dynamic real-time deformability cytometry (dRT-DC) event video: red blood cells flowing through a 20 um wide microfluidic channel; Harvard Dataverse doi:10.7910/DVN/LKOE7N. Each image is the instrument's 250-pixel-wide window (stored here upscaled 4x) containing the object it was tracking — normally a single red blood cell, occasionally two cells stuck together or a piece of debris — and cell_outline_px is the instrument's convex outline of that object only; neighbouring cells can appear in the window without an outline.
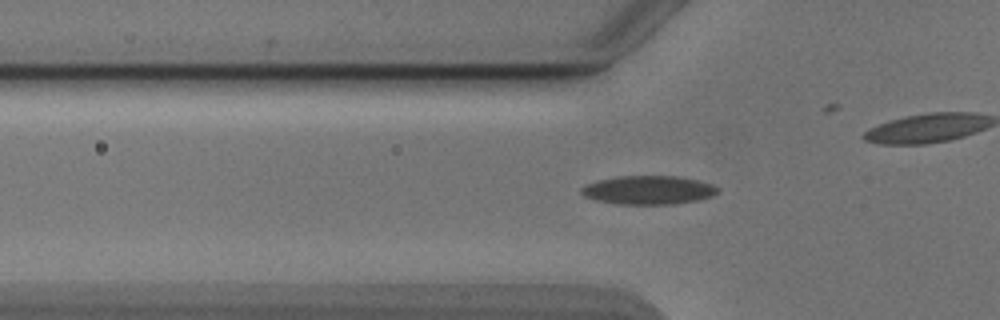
{"species": "Egyptian fruit bat (a non-hibernating species)", "species_latin": "Rousettus aegyptiacus", "temperature_condition": "cold", "stored_images_in_passage": 35, "camera_frame_rate_fps": 3000, "um_per_image_px": 0.085, "animal": {"sex": "male"}, "frame": {"image": 1, "passage_image": 5, "time_ms": 1.333, "image_size_px": [1000, 320], "cell_outline_px": [[716, 192], [712, 196], [696, 200], [672, 204], [616, 204], [596, 200], [584, 196], [580, 192], [580, 188], [588, 184], [600, 180], [616, 176], [676, 176], [696, 180], [712, 184], [716, 188]], "centroid_in_image_um": [55.06, 16.15], "position_along_channel_um": 70.7, "area_um2": 22.48}}
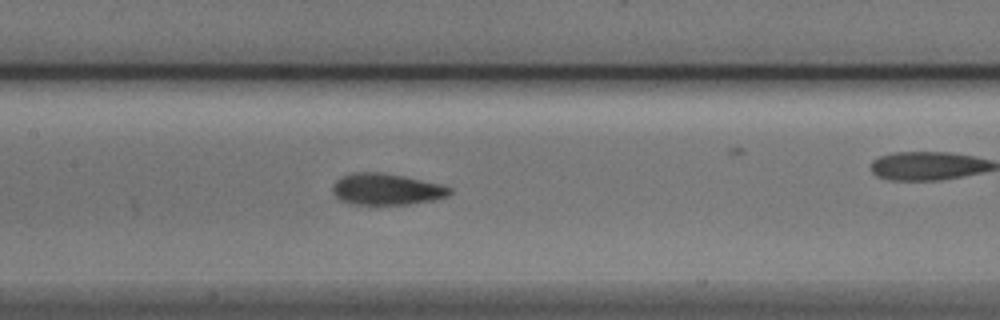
{"frame": {"image": 2, "passage_image": 13, "time_ms": 4.0, "image_size_px": [1000, 320], "cell_outline_px": [[452, 192], [448, 196], [432, 200], [408, 204], [376, 208], [352, 204], [340, 200], [332, 192], [332, 184], [340, 176], [356, 172], [384, 172], [404, 176], [440, 184], [452, 188]], "centroid_in_image_um": [32.8, 16.12], "position_along_channel_um": 174.6, "area_um2": 22.31}}
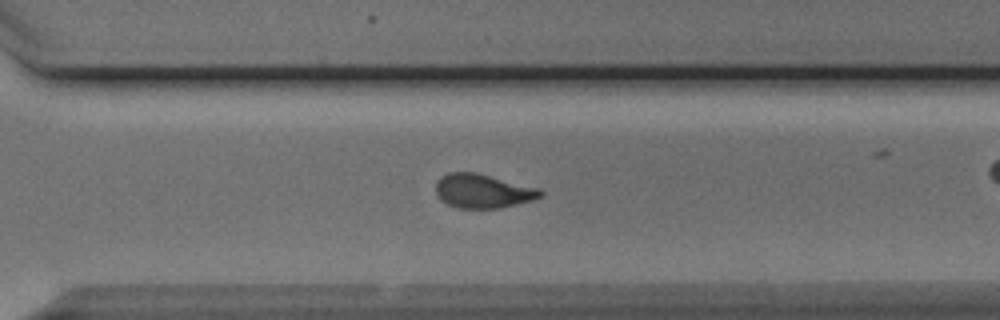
{"frame": {"image": 3, "passage_image": 25, "time_ms": 8.0, "image_size_px": [1000, 320], "cell_outline_px": [[544, 192], [540, 196], [532, 200], [500, 208], [456, 208], [440, 200], [436, 192], [436, 180], [448, 172], [476, 172], [540, 188]], "centroid_in_image_um": [41.02, 16.23], "position_along_channel_um": 329.6, "area_um2": 20.81}}